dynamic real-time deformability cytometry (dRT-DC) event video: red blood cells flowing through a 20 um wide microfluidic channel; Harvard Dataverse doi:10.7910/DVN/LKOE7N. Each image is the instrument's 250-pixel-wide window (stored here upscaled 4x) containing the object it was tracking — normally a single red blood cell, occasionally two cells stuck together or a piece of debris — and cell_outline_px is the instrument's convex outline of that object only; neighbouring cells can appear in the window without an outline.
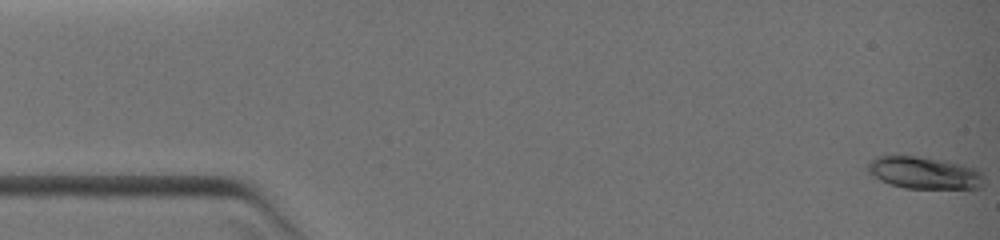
{"species": "common noctule bat (a hibernating species)", "species_latin": "Nyctalus noctula", "temperature_condition": "warm", "stored_images_in_passage": 17, "camera_frame_rate_fps": 3000, "um_per_image_px": 0.085, "animal": {"sex": "female", "body_mass_g": 19.0, "forearm_length_mm": 51.5}, "frame": {"image": 1, "passage_image": 1, "time_ms": 0.0, "image_size_px": [1000, 240], "cell_outline_px": [[984, 184], [980, 188], [904, 188], [888, 184], [880, 180], [868, 172], [868, 164], [876, 156], [916, 156], [944, 160], [964, 164], [976, 168], [984, 176]], "centroid_in_image_um": [78.59, 14.69], "position_along_channel_um": 6.4, "area_um2": 21.85}}
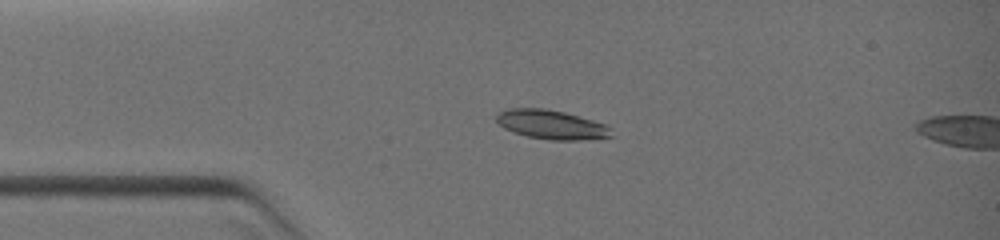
{"frame": {"image": 2, "passage_image": 14, "time_ms": 3.0, "image_size_px": [1000, 240], "cell_outline_px": [[612, 136], [580, 140], [548, 140], [528, 136], [504, 128], [496, 120], [496, 116], [500, 112], [508, 108], [544, 108], [564, 112], [592, 120], [604, 124], [612, 128]], "centroid_in_image_um": [46.88, 10.59], "position_along_channel_um": 38.1, "area_um2": 19.31}}